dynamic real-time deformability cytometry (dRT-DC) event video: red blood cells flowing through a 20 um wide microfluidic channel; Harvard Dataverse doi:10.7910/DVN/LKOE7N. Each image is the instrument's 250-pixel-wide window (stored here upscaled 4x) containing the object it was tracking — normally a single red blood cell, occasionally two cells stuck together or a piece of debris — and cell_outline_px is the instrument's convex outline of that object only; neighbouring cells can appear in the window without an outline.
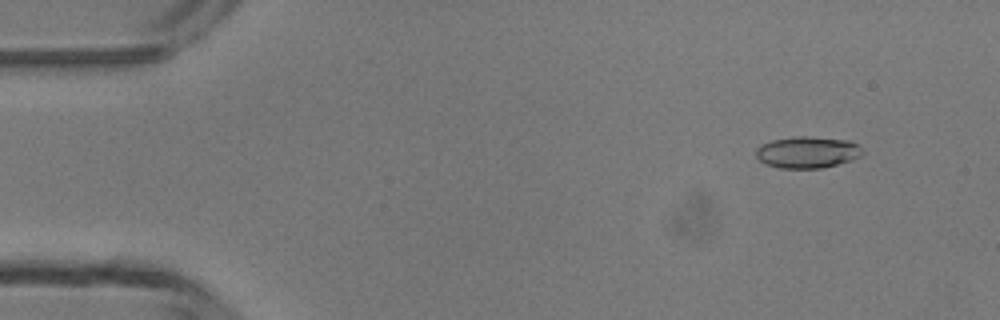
{"species": "common noctule bat (a hibernating species)", "species_latin": "Nyctalus noctula", "temperature_condition": "room temperature", "stored_images_in_passage": 4, "camera_frame_rate_fps": 3000, "um_per_image_px": 0.085, "animal": {"sex": "male", "body_mass_g": 13.3}, "frame": {"image": 1, "passage_image": 2, "time_ms": 1.0, "image_size_px": [1000, 320], "cell_outline_px": [[864, 152], [860, 156], [852, 160], [820, 168], [780, 168], [768, 164], [760, 160], [756, 156], [756, 148], [760, 144], [772, 140], [796, 136], [808, 136], [848, 140], [860, 144], [864, 148]], "centroid_in_image_um": [68.67, 12.92], "position_along_channel_um": 16.3, "area_um2": 19.71}}